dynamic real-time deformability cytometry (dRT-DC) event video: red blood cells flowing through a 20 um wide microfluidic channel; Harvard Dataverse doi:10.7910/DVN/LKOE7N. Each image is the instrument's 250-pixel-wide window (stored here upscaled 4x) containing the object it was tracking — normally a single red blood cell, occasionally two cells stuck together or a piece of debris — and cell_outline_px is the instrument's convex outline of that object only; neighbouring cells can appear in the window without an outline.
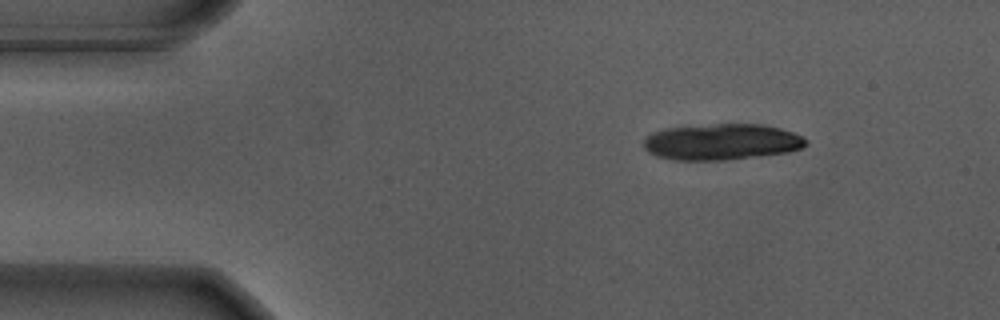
{"species": "Egyptian fruit bat (a non-hibernating species)", "species_latin": "Rousettus aegyptiacus", "temperature_condition": "warm", "stored_images_in_passage": 12, "camera_frame_rate_fps": 3000, "um_per_image_px": 0.085, "animal": {"sex": "male"}, "frame": {"image": 1, "passage_image": 1, "time_ms": 0.0, "image_size_px": [1000, 320], "cell_outline_px": [[808, 144], [800, 148], [788, 152], [760, 156], [728, 160], [672, 160], [656, 156], [648, 152], [644, 148], [644, 140], [648, 136], [656, 132], [668, 128], [716, 124], [764, 124], [780, 128], [792, 132], [808, 140]], "centroid_in_image_um": [61.37, 12.07], "position_along_channel_um": 23.6, "area_um2": 34.1}}